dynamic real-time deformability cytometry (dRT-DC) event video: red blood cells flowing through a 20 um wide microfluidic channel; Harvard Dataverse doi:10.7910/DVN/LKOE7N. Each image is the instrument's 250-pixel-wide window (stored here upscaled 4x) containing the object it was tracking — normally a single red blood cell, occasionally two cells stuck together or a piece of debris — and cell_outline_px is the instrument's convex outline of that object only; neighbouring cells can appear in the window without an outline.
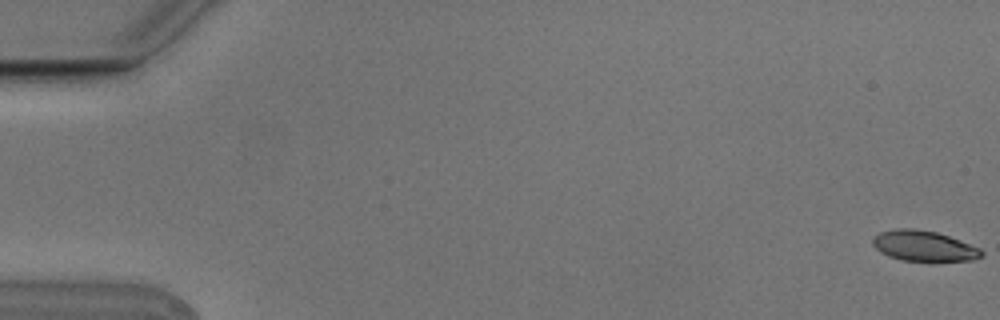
{"species": "Egyptian fruit bat (a non-hibernating species)", "species_latin": "Rousettus aegyptiacus", "temperature_condition": "cold", "stored_images_in_passage": 6, "camera_frame_rate_fps": 3000, "um_per_image_px": 0.085, "animal": {"sex": "male"}, "frame": {"image": 1, "passage_image": 1, "time_ms": 0.0, "image_size_px": [1000, 320], "cell_outline_px": [[984, 256], [972, 260], [904, 260], [888, 256], [880, 252], [872, 244], [872, 240], [880, 232], [896, 228], [912, 228], [936, 232], [960, 240], [980, 248], [984, 252]], "centroid_in_image_um": [78.53, 20.89], "position_along_channel_um": 6.5, "area_um2": 19.07}}